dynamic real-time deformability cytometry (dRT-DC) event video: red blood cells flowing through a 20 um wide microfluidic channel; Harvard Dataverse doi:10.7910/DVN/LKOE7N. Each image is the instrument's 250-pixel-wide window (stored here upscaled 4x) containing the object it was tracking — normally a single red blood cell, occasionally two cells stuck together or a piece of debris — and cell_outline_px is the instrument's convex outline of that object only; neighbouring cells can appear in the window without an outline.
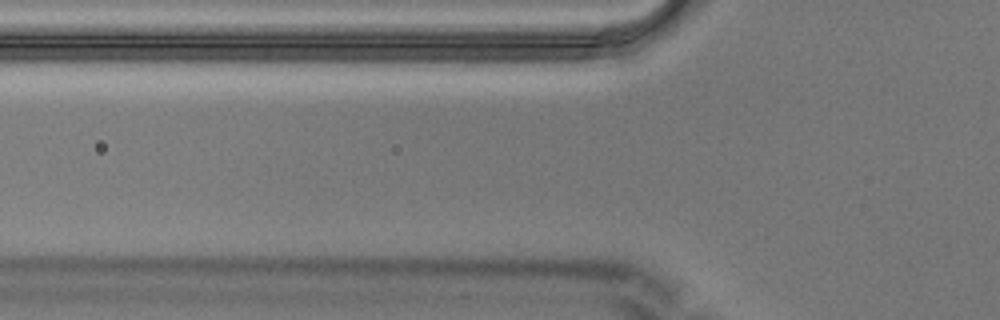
{"species": "Egyptian fruit bat (a non-hibernating species)", "species_latin": "Rousettus aegyptiacus", "temperature_condition": "warm", "stored_images_in_passage": 3, "camera_frame_rate_fps": 3000, "um_per_image_px": 0.085, "animal": {"sex": "male"}, "frame": {"image": 1, "passage_image": 2, "time_ms": 0.333, "image_size_px": [1000, 320], "cell_outline_px": [[460, 248], [448, 264], [444, 264], [344, 248], [344, 244], [356, 240], [452, 240], [460, 244]], "centroid_in_image_um": [34.86, 21.16], "position_along_channel_um": 90.9, "area_um2": 13.35}}